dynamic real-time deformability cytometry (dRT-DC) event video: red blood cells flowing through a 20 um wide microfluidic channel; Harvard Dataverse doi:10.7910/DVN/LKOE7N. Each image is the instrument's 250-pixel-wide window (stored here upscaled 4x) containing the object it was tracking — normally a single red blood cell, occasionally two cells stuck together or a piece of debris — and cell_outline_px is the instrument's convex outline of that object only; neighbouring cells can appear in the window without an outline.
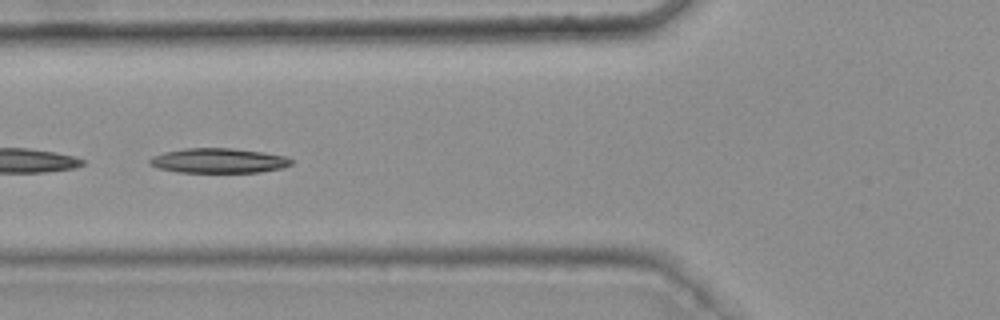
{"species": "common noctule bat (a hibernating species)", "species_latin": "Nyctalus noctula", "temperature_condition": "warm", "stored_images_in_passage": 24, "camera_frame_rate_fps": 3000, "um_per_image_px": 0.085, "animal": {"sex": "female", "body_mass_g": 25.1}, "frame": {"image": 1, "passage_image": 14, "time_ms": 4.333, "image_size_px": [1000, 320], "cell_outline_px": [[292, 164], [280, 168], [260, 172], [176, 172], [156, 168], [148, 164], [148, 160], [152, 156], [164, 152], [184, 148], [232, 148], [264, 152], [288, 156], [292, 160]], "centroid_in_image_um": [18.54, 13.65], "position_along_channel_um": 107.3, "area_um2": 20.63}}
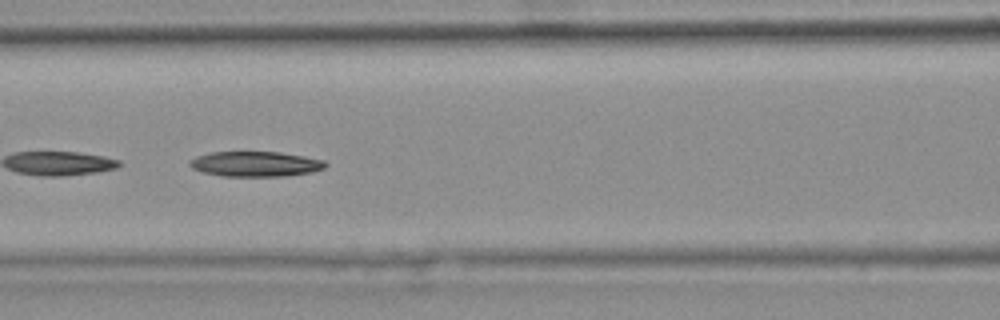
{"frame": {"image": 2, "passage_image": 17, "time_ms": 5.333, "image_size_px": [1000, 320], "cell_outline_px": [[328, 164], [324, 168], [312, 172], [288, 176], [224, 176], [204, 172], [192, 168], [188, 164], [188, 160], [196, 156], [212, 152], [280, 152], [304, 156], [324, 160]], "centroid_in_image_um": [21.72, 13.94], "position_along_channel_um": 144.9, "area_um2": 19.94}}